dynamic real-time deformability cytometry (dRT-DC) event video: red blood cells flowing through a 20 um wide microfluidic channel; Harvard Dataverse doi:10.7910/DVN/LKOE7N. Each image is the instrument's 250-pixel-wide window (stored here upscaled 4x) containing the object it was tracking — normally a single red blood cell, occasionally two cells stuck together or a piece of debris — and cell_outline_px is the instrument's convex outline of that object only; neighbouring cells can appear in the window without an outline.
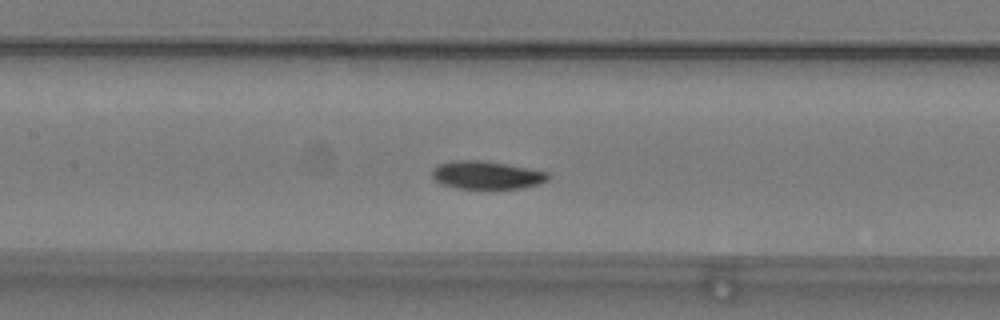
{"species": "common noctule bat (a hibernating species)", "species_latin": "Nyctalus noctula", "temperature_condition": "warm", "stored_images_in_passage": 42, "camera_frame_rate_fps": 3000, "um_per_image_px": 0.085, "animal": {"sex": "male", "body_mass_g": 19.2, "forearm_length_mm": 51.8}, "frame": {"image": 1, "passage_image": 13, "time_ms": 4.0, "image_size_px": [1000, 320], "cell_outline_px": [[552, 176], [548, 180], [540, 184], [524, 188], [456, 188], [440, 184], [432, 176], [432, 168], [436, 164], [452, 160], [480, 160], [508, 164], [548, 172]], "centroid_in_image_um": [41.36, 14.87], "position_along_channel_um": 166.0, "area_um2": 19.19}}
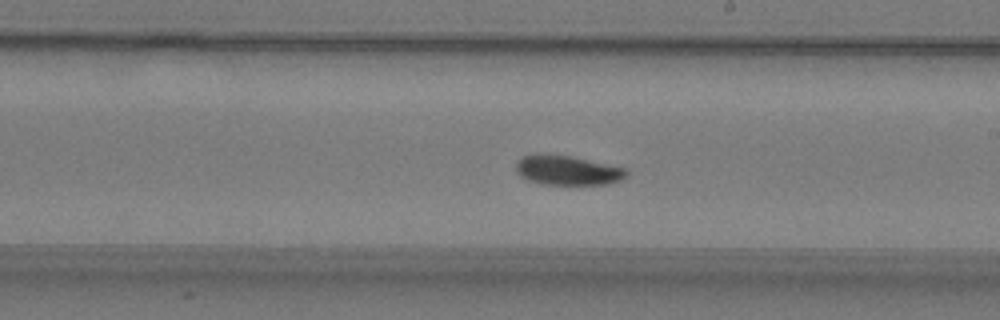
{"frame": {"image": 2, "passage_image": 19, "time_ms": 6.0, "image_size_px": [1000, 320], "cell_outline_px": [[628, 172], [620, 180], [608, 184], [540, 184], [528, 180], [520, 176], [516, 172], [516, 160], [524, 156], [568, 156], [628, 168]], "centroid_in_image_um": [48.25, 14.51], "position_along_channel_um": 240.7, "area_um2": 18.5}}
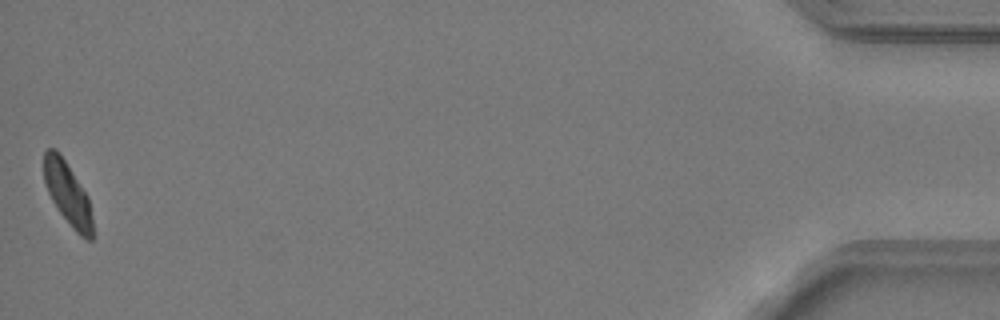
{"frame": {"image": 3, "passage_image": 42, "time_ms": 13.667, "image_size_px": [1000, 320], "cell_outline_px": [[92, 240], [88, 240], [80, 236], [72, 228], [60, 212], [52, 200], [48, 192], [44, 180], [44, 152], [48, 148], [56, 148], [88, 196], [92, 220]], "centroid_in_image_um": [5.74, 16.46], "position_along_channel_um": 429.5, "area_um2": 17.46}, "authors_computed_cell_mechanics": {"area_um2": 18.8717, "velocity_mm_per_s": 3.7435, "shape_relaxation_time_tau1_ms": 4.7016, "shape_relaxation_time_tau2_ms": null, "deformation_change_tau1": 0.1378, "deformation_change_tau2": null}}